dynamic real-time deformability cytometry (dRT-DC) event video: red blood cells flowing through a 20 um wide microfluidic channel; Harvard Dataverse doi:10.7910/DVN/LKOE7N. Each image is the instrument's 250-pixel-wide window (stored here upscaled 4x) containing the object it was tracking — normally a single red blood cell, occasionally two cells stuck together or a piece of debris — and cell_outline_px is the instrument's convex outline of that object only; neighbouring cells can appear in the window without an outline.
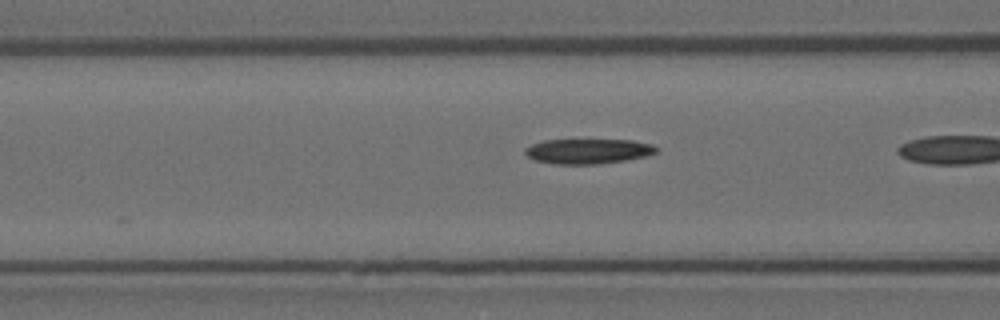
{"species": "Egyptian fruit bat (a non-hibernating species)", "species_latin": "Rousettus aegyptiacus", "temperature_condition": "room temperature", "stored_images_in_passage": 26, "camera_frame_rate_fps": 3000, "um_per_image_px": 0.085, "animal": {"sex": "female"}, "frame": {"image": 1, "passage_image": 5, "time_ms": 1.333, "image_size_px": [1000, 320], "cell_outline_px": [[656, 152], [644, 156], [624, 160], [596, 164], [556, 164], [536, 160], [528, 156], [524, 152], [524, 148], [532, 144], [544, 140], [632, 140], [652, 144], [656, 148]], "centroid_in_image_um": [49.95, 12.84], "position_along_channel_um": 116.7, "area_um2": 18.84}}
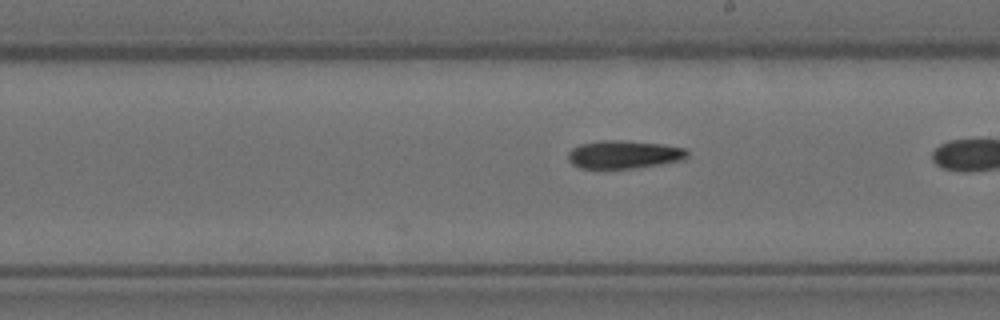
{"frame": {"image": 2, "passage_image": 15, "time_ms": 4.667, "image_size_px": [1000, 320], "cell_outline_px": [[688, 156], [684, 160], [660, 164], [632, 168], [580, 168], [572, 164], [568, 160], [568, 152], [572, 148], [580, 144], [604, 140], [616, 140], [660, 144], [684, 148], [688, 152]], "centroid_in_image_um": [53.01, 13.14], "position_along_channel_um": 236.0, "area_um2": 19.31}}
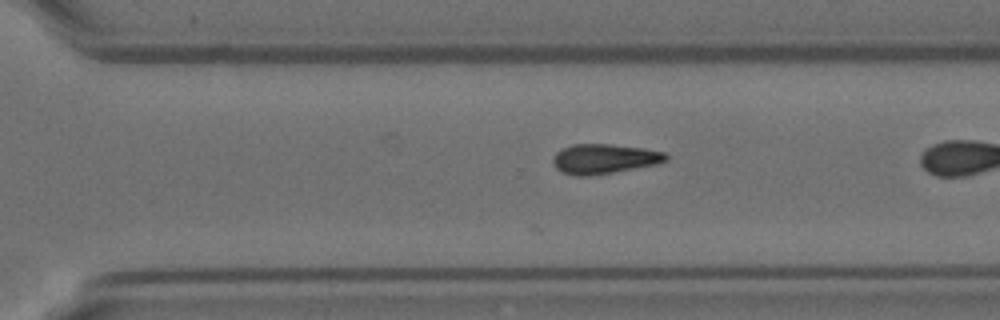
{"frame": {"image": 3, "passage_image": 22, "time_ms": 7.0, "image_size_px": [1000, 320], "cell_outline_px": [[668, 160], [656, 164], [612, 172], [588, 176], [576, 176], [560, 172], [556, 168], [552, 160], [552, 156], [556, 152], [572, 144], [608, 144], [644, 148], [664, 152], [668, 156]], "centroid_in_image_um": [51.32, 13.5], "position_along_channel_um": 319.3, "area_um2": 19.54}}